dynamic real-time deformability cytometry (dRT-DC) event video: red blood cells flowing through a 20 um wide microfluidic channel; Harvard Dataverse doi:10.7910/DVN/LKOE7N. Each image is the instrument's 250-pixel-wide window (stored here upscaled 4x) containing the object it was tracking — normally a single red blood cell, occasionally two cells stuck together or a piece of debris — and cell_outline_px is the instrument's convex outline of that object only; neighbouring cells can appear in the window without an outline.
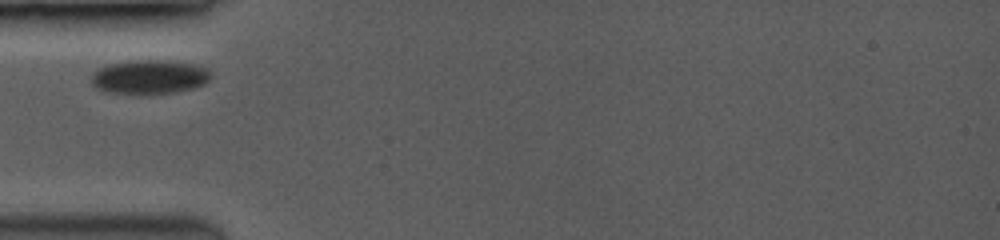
{"species": "common noctule bat (a hibernating species)", "species_latin": "Nyctalus noctula", "temperature_condition": "room temperature", "stored_images_in_passage": 21, "camera_frame_rate_fps": 3500, "um_per_image_px": 0.085, "animal": {"sex": "female", "body_mass_g": 19.0, "forearm_length_mm": 53.3}, "frame": {"image": 1, "passage_image": 1, "time_ms": 0.0, "image_size_px": [1000, 240], "cell_outline_px": [[212, 76], [204, 84], [188, 88], [168, 92], [112, 92], [100, 88], [92, 84], [92, 72], [108, 64], [136, 60], [168, 60], [196, 64], [208, 68]], "centroid_in_image_um": [12.74, 6.48], "position_along_channel_um": 72.3, "area_um2": 22.95}}
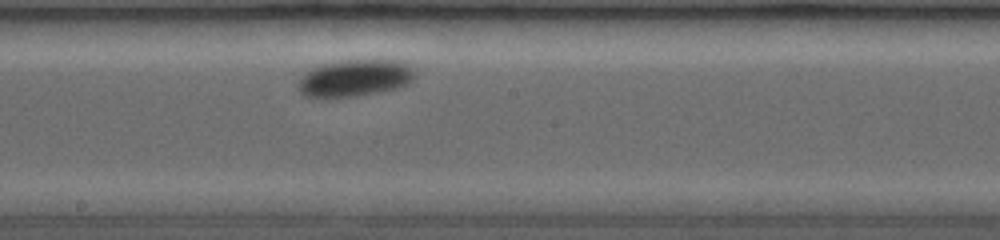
{"frame": {"image": 2, "passage_image": 9, "time_ms": 4.0, "image_size_px": [1000, 240], "cell_outline_px": [[416, 76], [408, 84], [396, 88], [348, 96], [308, 96], [300, 92], [300, 76], [320, 64], [344, 60], [396, 60], [408, 64], [416, 72]], "centroid_in_image_um": [30.21, 6.59], "position_along_channel_um": 218.0, "area_um2": 24.45}}
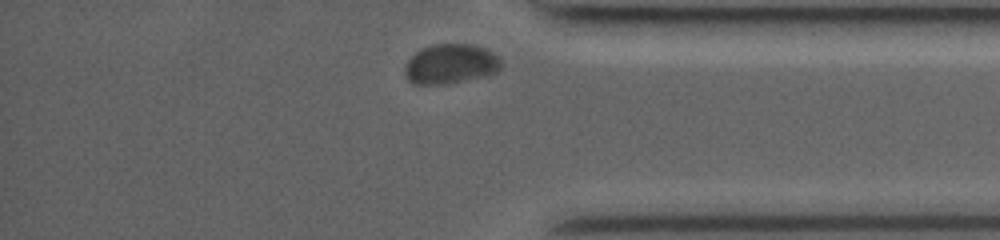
{"frame": {"image": 3, "passage_image": 21, "time_ms": 8.857, "image_size_px": [1000, 240], "cell_outline_px": [[500, 68], [496, 72], [484, 76], [444, 84], [412, 84], [408, 80], [404, 72], [404, 68], [408, 60], [416, 52], [424, 48], [436, 44], [468, 44], [480, 48], [496, 56], [500, 60]], "centroid_in_image_um": [38.23, 5.46], "position_along_channel_um": 397.0, "area_um2": 21.73}}